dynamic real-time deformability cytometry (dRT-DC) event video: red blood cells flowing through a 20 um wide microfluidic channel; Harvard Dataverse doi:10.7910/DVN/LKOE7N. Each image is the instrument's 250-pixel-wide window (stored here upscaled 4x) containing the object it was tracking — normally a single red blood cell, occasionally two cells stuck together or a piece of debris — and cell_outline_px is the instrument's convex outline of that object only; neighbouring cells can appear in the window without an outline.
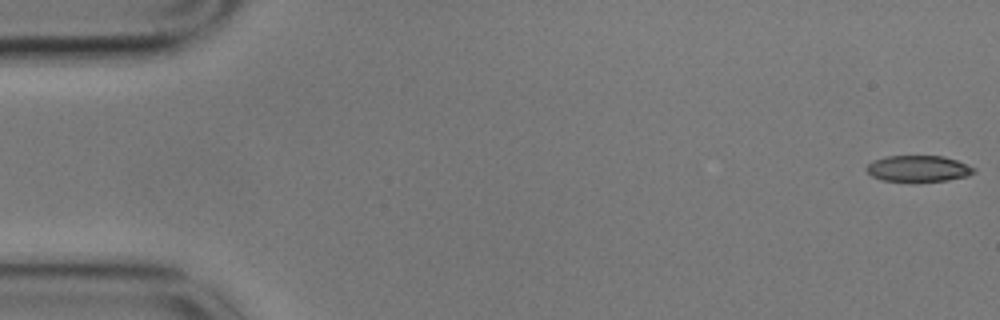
{"species": "common noctule bat (a hibernating species)", "species_latin": "Nyctalus noctula", "temperature_condition": "cold", "stored_images_in_passage": 56, "camera_frame_rate_fps": 3000, "um_per_image_px": 0.085, "animal": {"sex": "male", "body_mass_g": 17.9}, "frame": {"image": 1, "passage_image": 1, "time_ms": 0.0, "image_size_px": [1000, 320], "cell_outline_px": [[976, 172], [968, 176], [948, 180], [880, 180], [872, 176], [864, 168], [872, 160], [884, 156], [944, 156], [956, 160], [976, 168]], "centroid_in_image_um": [78.05, 14.31], "position_along_channel_um": 7.0, "area_um2": 16.24}}
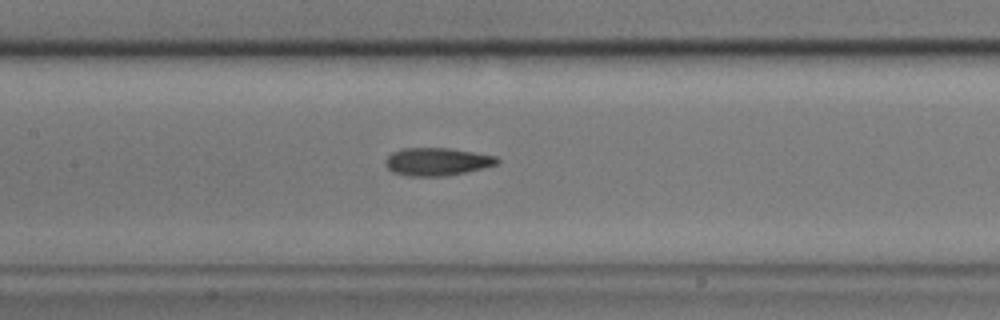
{"frame": {"image": 2, "passage_image": 26, "time_ms": 8.333, "image_size_px": [1000, 320], "cell_outline_px": [[500, 160], [496, 164], [484, 168], [444, 176], [408, 176], [392, 172], [384, 164], [384, 160], [392, 152], [404, 148], [452, 148], [496, 156]], "centroid_in_image_um": [37.12, 13.74], "position_along_channel_um": 170.3, "area_um2": 18.15}}
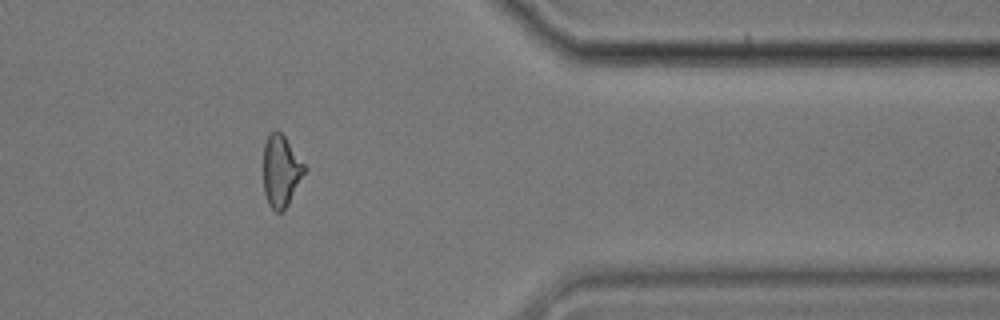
{"frame": {"image": 3, "passage_image": 46, "time_ms": 15.0, "image_size_px": [1000, 320], "cell_outline_px": [[308, 168], [284, 212], [276, 212], [268, 204], [264, 192], [264, 144], [268, 132], [280, 132], [284, 136]], "centroid_in_image_um": [23.9, 14.55], "position_along_channel_um": 387.5, "area_um2": 17.28}, "authors_computed_cell_mechanics": {"area_um2": 17.8891, "velocity_mm_per_s": 3.548, "shape_relaxation_time_tau1_ms": 5.565, "shape_relaxation_time_tau2_ms": 3.3171, "deformation_change_tau1": 0.151, "deformation_change_tau2": 0.1139}}